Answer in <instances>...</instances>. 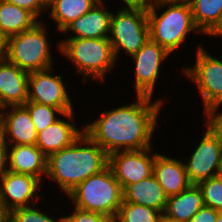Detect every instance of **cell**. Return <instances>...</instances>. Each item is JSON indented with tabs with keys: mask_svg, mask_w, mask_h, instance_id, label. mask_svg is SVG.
Segmentation results:
<instances>
[{
	"mask_svg": "<svg viewBox=\"0 0 222 222\" xmlns=\"http://www.w3.org/2000/svg\"><path fill=\"white\" fill-rule=\"evenodd\" d=\"M135 97L133 102L118 107L114 105L112 110H105L92 122L83 125L84 133L108 155L153 147V136L159 128L158 120L165 99L158 97L153 101L150 96Z\"/></svg>",
	"mask_w": 222,
	"mask_h": 222,
	"instance_id": "obj_1",
	"label": "cell"
},
{
	"mask_svg": "<svg viewBox=\"0 0 222 222\" xmlns=\"http://www.w3.org/2000/svg\"><path fill=\"white\" fill-rule=\"evenodd\" d=\"M108 166V154L85 133L72 145L47 157L46 178L66 197L82 181ZM63 190V191H62Z\"/></svg>",
	"mask_w": 222,
	"mask_h": 222,
	"instance_id": "obj_2",
	"label": "cell"
},
{
	"mask_svg": "<svg viewBox=\"0 0 222 222\" xmlns=\"http://www.w3.org/2000/svg\"><path fill=\"white\" fill-rule=\"evenodd\" d=\"M147 19L150 40L169 54L182 50L192 34L203 35L194 24L188 0H155L147 8Z\"/></svg>",
	"mask_w": 222,
	"mask_h": 222,
	"instance_id": "obj_3",
	"label": "cell"
},
{
	"mask_svg": "<svg viewBox=\"0 0 222 222\" xmlns=\"http://www.w3.org/2000/svg\"><path fill=\"white\" fill-rule=\"evenodd\" d=\"M55 48L73 64L75 72L82 75V82L105 83L108 73L118 64L108 38H73L58 39ZM84 80V81H83Z\"/></svg>",
	"mask_w": 222,
	"mask_h": 222,
	"instance_id": "obj_4",
	"label": "cell"
},
{
	"mask_svg": "<svg viewBox=\"0 0 222 222\" xmlns=\"http://www.w3.org/2000/svg\"><path fill=\"white\" fill-rule=\"evenodd\" d=\"M66 197L76 208L115 218L123 202V189L107 166L82 181Z\"/></svg>",
	"mask_w": 222,
	"mask_h": 222,
	"instance_id": "obj_5",
	"label": "cell"
},
{
	"mask_svg": "<svg viewBox=\"0 0 222 222\" xmlns=\"http://www.w3.org/2000/svg\"><path fill=\"white\" fill-rule=\"evenodd\" d=\"M46 23L40 21L32 29L8 37L6 60L27 73L54 67Z\"/></svg>",
	"mask_w": 222,
	"mask_h": 222,
	"instance_id": "obj_6",
	"label": "cell"
},
{
	"mask_svg": "<svg viewBox=\"0 0 222 222\" xmlns=\"http://www.w3.org/2000/svg\"><path fill=\"white\" fill-rule=\"evenodd\" d=\"M197 46L194 64L183 65L180 71L197 87L206 119L222 108V58L213 56L201 43Z\"/></svg>",
	"mask_w": 222,
	"mask_h": 222,
	"instance_id": "obj_7",
	"label": "cell"
},
{
	"mask_svg": "<svg viewBox=\"0 0 222 222\" xmlns=\"http://www.w3.org/2000/svg\"><path fill=\"white\" fill-rule=\"evenodd\" d=\"M117 11V12H116ZM113 11L111 18L110 40L115 59L119 54L131 57L150 40L147 8L140 6H120Z\"/></svg>",
	"mask_w": 222,
	"mask_h": 222,
	"instance_id": "obj_8",
	"label": "cell"
},
{
	"mask_svg": "<svg viewBox=\"0 0 222 222\" xmlns=\"http://www.w3.org/2000/svg\"><path fill=\"white\" fill-rule=\"evenodd\" d=\"M206 129L195 149L183 160L189 181L192 184L219 175L222 151V133L208 119H203Z\"/></svg>",
	"mask_w": 222,
	"mask_h": 222,
	"instance_id": "obj_9",
	"label": "cell"
},
{
	"mask_svg": "<svg viewBox=\"0 0 222 222\" xmlns=\"http://www.w3.org/2000/svg\"><path fill=\"white\" fill-rule=\"evenodd\" d=\"M54 68L29 73L28 101L59 108L63 113L74 111L67 82Z\"/></svg>",
	"mask_w": 222,
	"mask_h": 222,
	"instance_id": "obj_10",
	"label": "cell"
},
{
	"mask_svg": "<svg viewBox=\"0 0 222 222\" xmlns=\"http://www.w3.org/2000/svg\"><path fill=\"white\" fill-rule=\"evenodd\" d=\"M170 55L162 46L149 40L130 57L132 63H135L132 86L135 88L136 95L154 97L160 72H163V64H166L164 61H167Z\"/></svg>",
	"mask_w": 222,
	"mask_h": 222,
	"instance_id": "obj_11",
	"label": "cell"
},
{
	"mask_svg": "<svg viewBox=\"0 0 222 222\" xmlns=\"http://www.w3.org/2000/svg\"><path fill=\"white\" fill-rule=\"evenodd\" d=\"M155 147L142 150L116 151L108 155V166L122 189L153 174V164L158 153Z\"/></svg>",
	"mask_w": 222,
	"mask_h": 222,
	"instance_id": "obj_12",
	"label": "cell"
},
{
	"mask_svg": "<svg viewBox=\"0 0 222 222\" xmlns=\"http://www.w3.org/2000/svg\"><path fill=\"white\" fill-rule=\"evenodd\" d=\"M43 185L38 178L7 170L0 180V202L8 212L16 208L39 204L45 198ZM41 189H43L42 192H39Z\"/></svg>",
	"mask_w": 222,
	"mask_h": 222,
	"instance_id": "obj_13",
	"label": "cell"
},
{
	"mask_svg": "<svg viewBox=\"0 0 222 222\" xmlns=\"http://www.w3.org/2000/svg\"><path fill=\"white\" fill-rule=\"evenodd\" d=\"M0 134L7 146L36 145L38 133L23 105L0 109Z\"/></svg>",
	"mask_w": 222,
	"mask_h": 222,
	"instance_id": "obj_14",
	"label": "cell"
},
{
	"mask_svg": "<svg viewBox=\"0 0 222 222\" xmlns=\"http://www.w3.org/2000/svg\"><path fill=\"white\" fill-rule=\"evenodd\" d=\"M75 111L64 113L45 130L38 132L36 146L48 157L51 153L72 145L84 133V126L77 127Z\"/></svg>",
	"mask_w": 222,
	"mask_h": 222,
	"instance_id": "obj_15",
	"label": "cell"
},
{
	"mask_svg": "<svg viewBox=\"0 0 222 222\" xmlns=\"http://www.w3.org/2000/svg\"><path fill=\"white\" fill-rule=\"evenodd\" d=\"M105 0H100L92 9L70 23L61 33L66 34L64 39L73 38H108L110 34L113 11L107 9ZM73 34H69V33ZM70 36H69V35Z\"/></svg>",
	"mask_w": 222,
	"mask_h": 222,
	"instance_id": "obj_16",
	"label": "cell"
},
{
	"mask_svg": "<svg viewBox=\"0 0 222 222\" xmlns=\"http://www.w3.org/2000/svg\"><path fill=\"white\" fill-rule=\"evenodd\" d=\"M153 174L167 197L178 195L192 184L186 173L184 161L180 157H171L169 154L167 156V153L165 155L160 151L153 164Z\"/></svg>",
	"mask_w": 222,
	"mask_h": 222,
	"instance_id": "obj_17",
	"label": "cell"
},
{
	"mask_svg": "<svg viewBox=\"0 0 222 222\" xmlns=\"http://www.w3.org/2000/svg\"><path fill=\"white\" fill-rule=\"evenodd\" d=\"M28 75L9 61H0V109L28 101Z\"/></svg>",
	"mask_w": 222,
	"mask_h": 222,
	"instance_id": "obj_18",
	"label": "cell"
},
{
	"mask_svg": "<svg viewBox=\"0 0 222 222\" xmlns=\"http://www.w3.org/2000/svg\"><path fill=\"white\" fill-rule=\"evenodd\" d=\"M7 170L38 178L45 184L47 157L36 145L7 146ZM44 177V178H43Z\"/></svg>",
	"mask_w": 222,
	"mask_h": 222,
	"instance_id": "obj_19",
	"label": "cell"
},
{
	"mask_svg": "<svg viewBox=\"0 0 222 222\" xmlns=\"http://www.w3.org/2000/svg\"><path fill=\"white\" fill-rule=\"evenodd\" d=\"M204 206L198 184H191L178 195L167 197L163 222H188Z\"/></svg>",
	"mask_w": 222,
	"mask_h": 222,
	"instance_id": "obj_20",
	"label": "cell"
},
{
	"mask_svg": "<svg viewBox=\"0 0 222 222\" xmlns=\"http://www.w3.org/2000/svg\"><path fill=\"white\" fill-rule=\"evenodd\" d=\"M123 202L136 203L164 212L167 196L154 174L123 189Z\"/></svg>",
	"mask_w": 222,
	"mask_h": 222,
	"instance_id": "obj_21",
	"label": "cell"
},
{
	"mask_svg": "<svg viewBox=\"0 0 222 222\" xmlns=\"http://www.w3.org/2000/svg\"><path fill=\"white\" fill-rule=\"evenodd\" d=\"M100 0H52L47 5L46 18L52 20L58 33L92 9Z\"/></svg>",
	"mask_w": 222,
	"mask_h": 222,
	"instance_id": "obj_22",
	"label": "cell"
},
{
	"mask_svg": "<svg viewBox=\"0 0 222 222\" xmlns=\"http://www.w3.org/2000/svg\"><path fill=\"white\" fill-rule=\"evenodd\" d=\"M38 22L30 11L0 0V33L7 38L32 29Z\"/></svg>",
	"mask_w": 222,
	"mask_h": 222,
	"instance_id": "obj_23",
	"label": "cell"
},
{
	"mask_svg": "<svg viewBox=\"0 0 222 222\" xmlns=\"http://www.w3.org/2000/svg\"><path fill=\"white\" fill-rule=\"evenodd\" d=\"M195 26L205 35L222 15V0H188Z\"/></svg>",
	"mask_w": 222,
	"mask_h": 222,
	"instance_id": "obj_24",
	"label": "cell"
},
{
	"mask_svg": "<svg viewBox=\"0 0 222 222\" xmlns=\"http://www.w3.org/2000/svg\"><path fill=\"white\" fill-rule=\"evenodd\" d=\"M114 222H163V214L150 207L122 202Z\"/></svg>",
	"mask_w": 222,
	"mask_h": 222,
	"instance_id": "obj_25",
	"label": "cell"
},
{
	"mask_svg": "<svg viewBox=\"0 0 222 222\" xmlns=\"http://www.w3.org/2000/svg\"><path fill=\"white\" fill-rule=\"evenodd\" d=\"M23 106L28 110L37 133L45 130L64 114L59 108L33 101H27Z\"/></svg>",
	"mask_w": 222,
	"mask_h": 222,
	"instance_id": "obj_26",
	"label": "cell"
},
{
	"mask_svg": "<svg viewBox=\"0 0 222 222\" xmlns=\"http://www.w3.org/2000/svg\"><path fill=\"white\" fill-rule=\"evenodd\" d=\"M37 205L36 203L10 211L9 222H62V217L60 215L59 217L56 215L52 217L51 213H47L46 208H43L42 211ZM44 209H46V211H44Z\"/></svg>",
	"mask_w": 222,
	"mask_h": 222,
	"instance_id": "obj_27",
	"label": "cell"
},
{
	"mask_svg": "<svg viewBox=\"0 0 222 222\" xmlns=\"http://www.w3.org/2000/svg\"><path fill=\"white\" fill-rule=\"evenodd\" d=\"M204 205L222 212V178L217 175L198 183Z\"/></svg>",
	"mask_w": 222,
	"mask_h": 222,
	"instance_id": "obj_28",
	"label": "cell"
},
{
	"mask_svg": "<svg viewBox=\"0 0 222 222\" xmlns=\"http://www.w3.org/2000/svg\"><path fill=\"white\" fill-rule=\"evenodd\" d=\"M70 209L72 213L69 211L67 215L61 216L62 222H114V218L105 214L85 211L74 206Z\"/></svg>",
	"mask_w": 222,
	"mask_h": 222,
	"instance_id": "obj_29",
	"label": "cell"
},
{
	"mask_svg": "<svg viewBox=\"0 0 222 222\" xmlns=\"http://www.w3.org/2000/svg\"><path fill=\"white\" fill-rule=\"evenodd\" d=\"M8 3L30 11L39 21L47 14V4L43 0H6Z\"/></svg>",
	"mask_w": 222,
	"mask_h": 222,
	"instance_id": "obj_30",
	"label": "cell"
},
{
	"mask_svg": "<svg viewBox=\"0 0 222 222\" xmlns=\"http://www.w3.org/2000/svg\"><path fill=\"white\" fill-rule=\"evenodd\" d=\"M219 212L204 205L188 222H217Z\"/></svg>",
	"mask_w": 222,
	"mask_h": 222,
	"instance_id": "obj_31",
	"label": "cell"
},
{
	"mask_svg": "<svg viewBox=\"0 0 222 222\" xmlns=\"http://www.w3.org/2000/svg\"><path fill=\"white\" fill-rule=\"evenodd\" d=\"M7 172V144L0 134V180Z\"/></svg>",
	"mask_w": 222,
	"mask_h": 222,
	"instance_id": "obj_32",
	"label": "cell"
},
{
	"mask_svg": "<svg viewBox=\"0 0 222 222\" xmlns=\"http://www.w3.org/2000/svg\"><path fill=\"white\" fill-rule=\"evenodd\" d=\"M122 1V2H121ZM155 0H120L124 6H140L148 8Z\"/></svg>",
	"mask_w": 222,
	"mask_h": 222,
	"instance_id": "obj_33",
	"label": "cell"
},
{
	"mask_svg": "<svg viewBox=\"0 0 222 222\" xmlns=\"http://www.w3.org/2000/svg\"><path fill=\"white\" fill-rule=\"evenodd\" d=\"M206 36H214L216 38L222 37V15L219 20L215 23V25L204 35Z\"/></svg>",
	"mask_w": 222,
	"mask_h": 222,
	"instance_id": "obj_34",
	"label": "cell"
},
{
	"mask_svg": "<svg viewBox=\"0 0 222 222\" xmlns=\"http://www.w3.org/2000/svg\"><path fill=\"white\" fill-rule=\"evenodd\" d=\"M216 110L208 119L214 124V126L222 133V111Z\"/></svg>",
	"mask_w": 222,
	"mask_h": 222,
	"instance_id": "obj_35",
	"label": "cell"
},
{
	"mask_svg": "<svg viewBox=\"0 0 222 222\" xmlns=\"http://www.w3.org/2000/svg\"><path fill=\"white\" fill-rule=\"evenodd\" d=\"M8 38L0 33V61L6 59Z\"/></svg>",
	"mask_w": 222,
	"mask_h": 222,
	"instance_id": "obj_36",
	"label": "cell"
},
{
	"mask_svg": "<svg viewBox=\"0 0 222 222\" xmlns=\"http://www.w3.org/2000/svg\"><path fill=\"white\" fill-rule=\"evenodd\" d=\"M0 222H9V212L4 205L0 202Z\"/></svg>",
	"mask_w": 222,
	"mask_h": 222,
	"instance_id": "obj_37",
	"label": "cell"
},
{
	"mask_svg": "<svg viewBox=\"0 0 222 222\" xmlns=\"http://www.w3.org/2000/svg\"><path fill=\"white\" fill-rule=\"evenodd\" d=\"M217 222H222V212H219Z\"/></svg>",
	"mask_w": 222,
	"mask_h": 222,
	"instance_id": "obj_38",
	"label": "cell"
},
{
	"mask_svg": "<svg viewBox=\"0 0 222 222\" xmlns=\"http://www.w3.org/2000/svg\"><path fill=\"white\" fill-rule=\"evenodd\" d=\"M219 170H222V151H221V156H220Z\"/></svg>",
	"mask_w": 222,
	"mask_h": 222,
	"instance_id": "obj_39",
	"label": "cell"
},
{
	"mask_svg": "<svg viewBox=\"0 0 222 222\" xmlns=\"http://www.w3.org/2000/svg\"><path fill=\"white\" fill-rule=\"evenodd\" d=\"M47 5L52 1V0H43Z\"/></svg>",
	"mask_w": 222,
	"mask_h": 222,
	"instance_id": "obj_40",
	"label": "cell"
},
{
	"mask_svg": "<svg viewBox=\"0 0 222 222\" xmlns=\"http://www.w3.org/2000/svg\"><path fill=\"white\" fill-rule=\"evenodd\" d=\"M219 176L222 178V170H219Z\"/></svg>",
	"mask_w": 222,
	"mask_h": 222,
	"instance_id": "obj_41",
	"label": "cell"
}]
</instances>
